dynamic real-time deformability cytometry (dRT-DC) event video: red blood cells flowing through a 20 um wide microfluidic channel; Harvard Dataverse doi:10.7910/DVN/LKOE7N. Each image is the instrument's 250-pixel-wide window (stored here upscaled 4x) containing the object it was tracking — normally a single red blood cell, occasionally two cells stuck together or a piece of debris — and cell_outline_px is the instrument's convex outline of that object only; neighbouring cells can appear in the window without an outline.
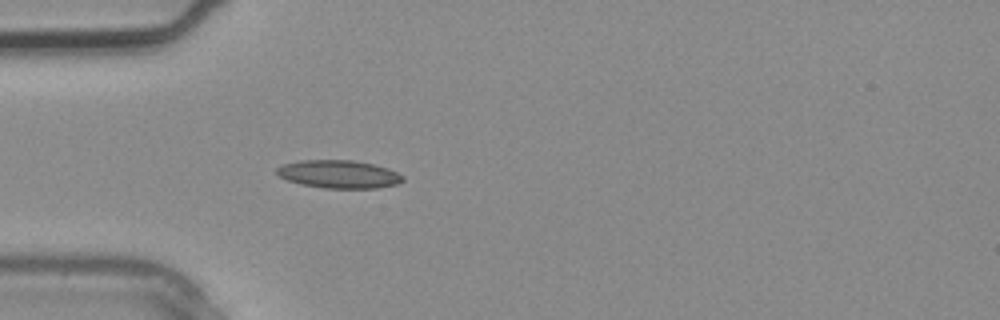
{"species": "common noctule bat (a hibernating species)", "species_latin": "Nyctalus noctula", "temperature_condition": "warm", "stored_images_in_passage": 2, "camera_frame_rate_fps": 3000, "um_per_image_px": 0.085, "animal": {"sex": "male", "body_mass_g": 20.4}, "frame": {"image": 1, "passage_image": 2, "time_ms": 0.333, "image_size_px": [1000, 320], "cell_outline_px": [[404, 180], [396, 184], [376, 188], [324, 188], [300, 184], [288, 180], [280, 176], [276, 172], [276, 168], [284, 164], [300, 160], [352, 160], [372, 164], [388, 168], [404, 176]], "centroid_in_image_um": [28.8, 14.8], "position_along_channel_um": 56.2, "area_um2": 20.46}}